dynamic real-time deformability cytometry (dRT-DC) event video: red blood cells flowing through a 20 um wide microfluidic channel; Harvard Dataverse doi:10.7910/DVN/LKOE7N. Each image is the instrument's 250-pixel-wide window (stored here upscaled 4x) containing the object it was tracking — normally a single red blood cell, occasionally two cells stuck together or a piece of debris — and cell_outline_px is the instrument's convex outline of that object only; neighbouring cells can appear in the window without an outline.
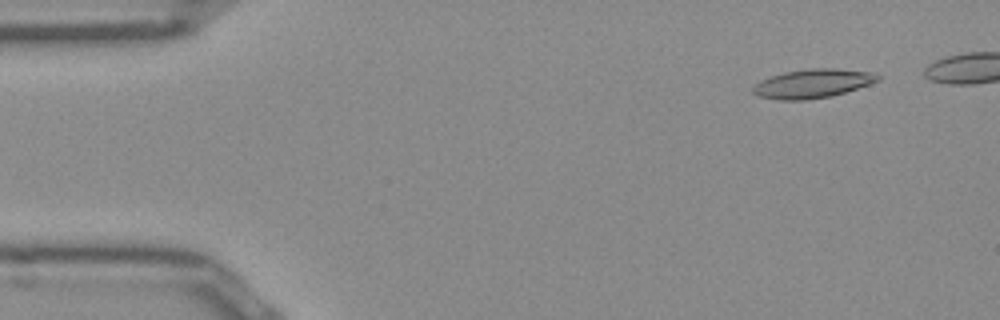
{"species": "Egyptian fruit bat (a non-hibernating species)", "species_latin": "Rousettus aegyptiacus", "temperature_condition": "room temperature", "stored_images_in_passage": 44, "camera_frame_rate_fps": 3000, "um_per_image_px": 0.085, "frame": {"image": 1, "passage_image": 4, "time_ms": 1.0, "image_size_px": [1000, 320], "cell_outline_px": [[880, 80], [844, 92], [828, 96], [808, 100], [776, 100], [760, 96], [752, 92], [752, 88], [756, 84], [772, 76], [784, 72], [812, 68], [832, 68], [868, 72], [880, 76]], "centroid_in_image_um": [69.04, 7.11], "position_along_channel_um": 16.0, "area_um2": 20.52}}
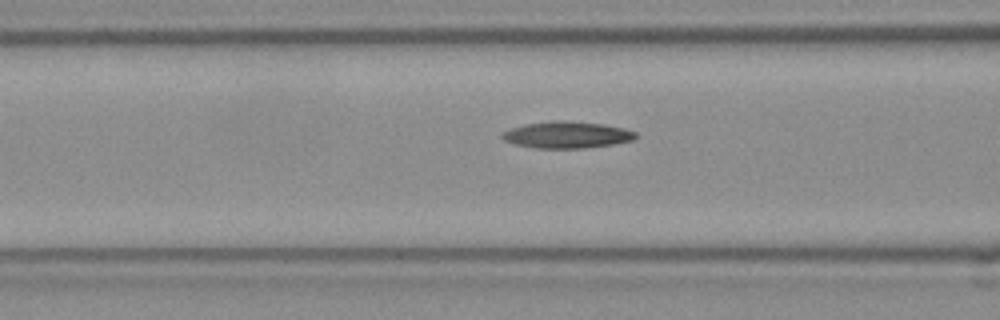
{"frame": {"image": 2, "passage_image": 19, "time_ms": 6.0, "image_size_px": [1000, 320], "cell_outline_px": [[636, 136], [632, 140], [612, 144], [584, 148], [536, 148], [516, 144], [504, 140], [500, 136], [500, 132], [524, 124], [552, 120], [568, 120], [604, 124], [624, 128], [636, 132]], "centroid_in_image_um": [48.15, 11.44], "position_along_channel_um": 118.4, "area_um2": 20.81}}
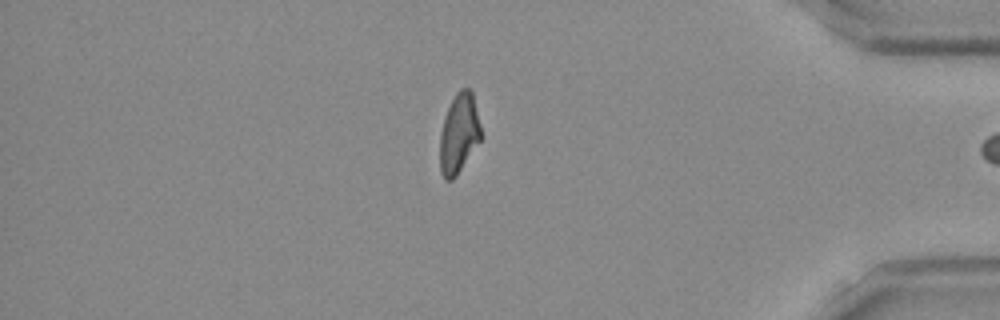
{"frame": {"image": 3, "passage_image": 43, "time_ms": 14.0, "image_size_px": [1000, 320], "cell_outline_px": [[484, 136], [456, 176], [452, 180], [444, 180], [440, 172], [440, 132], [444, 116], [456, 92], [460, 88], [468, 88], [472, 92]], "centroid_in_image_um": [39.03, 11.36], "position_along_channel_um": 396.2, "area_um2": 19.42}, "authors_computed_cell_mechanics": {"area_um2": 20.0566, "velocity_mm_per_s": 3.9227, "shape_relaxation_time_tau1_ms": null, "shape_relaxation_time_tau2_ms": 7.1302, "deformation_change_tau1": null, "deformation_change_tau2": 0.1736}}